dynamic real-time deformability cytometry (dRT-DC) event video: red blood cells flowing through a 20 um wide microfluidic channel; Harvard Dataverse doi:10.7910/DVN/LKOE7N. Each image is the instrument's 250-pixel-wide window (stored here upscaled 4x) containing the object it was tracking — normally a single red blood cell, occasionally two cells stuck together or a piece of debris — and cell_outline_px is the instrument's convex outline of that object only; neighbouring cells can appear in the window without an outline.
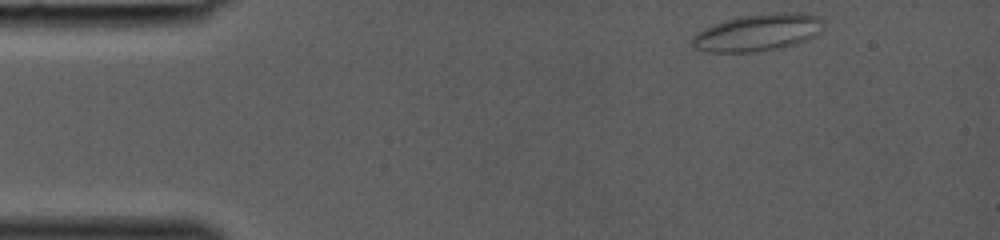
{"species": "common noctule bat (a hibernating species)", "species_latin": "Nyctalus noctula", "temperature_condition": "room temperature", "stored_images_in_passage": 36, "camera_frame_rate_fps": 3000, "um_per_image_px": 0.085, "animal": {"sex": "female", "body_mass_g": 19.0, "forearm_length_mm": 53.3}, "frame": {"image": 1, "passage_image": 1, "time_ms": 0.0, "image_size_px": [1000, 240], "cell_outline_px": [[820, 32], [808, 40], [796, 44], [756, 52], [704, 52], [696, 48], [692, 44], [692, 36], [696, 32], [712, 24], [740, 16], [784, 12], [796, 12], [816, 16], [820, 20]], "centroid_in_image_um": [64.35, 2.78], "position_along_channel_um": 20.7, "area_um2": 28.09}}
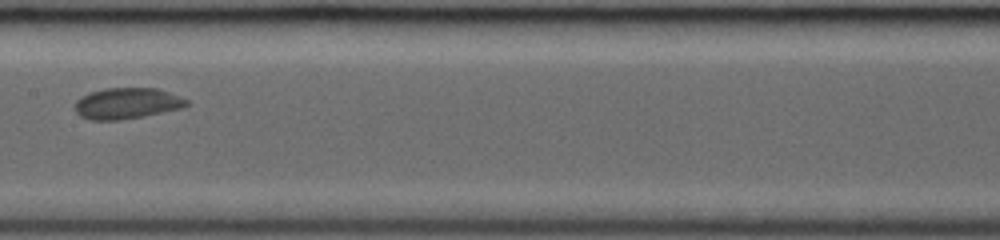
{"frame": {"image": 2, "passage_image": 17, "time_ms": 5.333, "image_size_px": [1000, 240], "cell_outline_px": [[188, 104], [180, 108], [144, 116], [116, 120], [88, 120], [80, 116], [76, 112], [76, 100], [80, 96], [88, 92], [104, 88], [156, 88], [188, 100]], "centroid_in_image_um": [10.72, 8.78], "position_along_channel_um": 196.7, "area_um2": 20.06}}
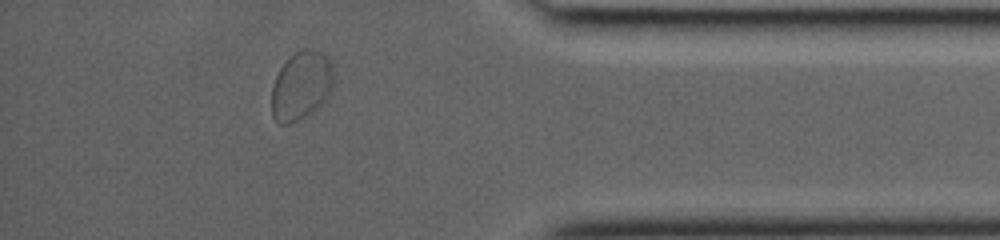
{"frame": {"image": 3, "passage_image": 31, "time_ms": 10.0, "image_size_px": [1000, 240], "cell_outline_px": [[332, 88], [328, 96], [312, 112], [288, 124], [280, 124], [272, 116], [272, 88], [276, 76], [280, 68], [296, 52], [304, 48], [312, 48], [324, 52], [332, 60]], "centroid_in_image_um": [25.62, 7.24], "position_along_channel_um": 409.6, "area_um2": 24.62}}